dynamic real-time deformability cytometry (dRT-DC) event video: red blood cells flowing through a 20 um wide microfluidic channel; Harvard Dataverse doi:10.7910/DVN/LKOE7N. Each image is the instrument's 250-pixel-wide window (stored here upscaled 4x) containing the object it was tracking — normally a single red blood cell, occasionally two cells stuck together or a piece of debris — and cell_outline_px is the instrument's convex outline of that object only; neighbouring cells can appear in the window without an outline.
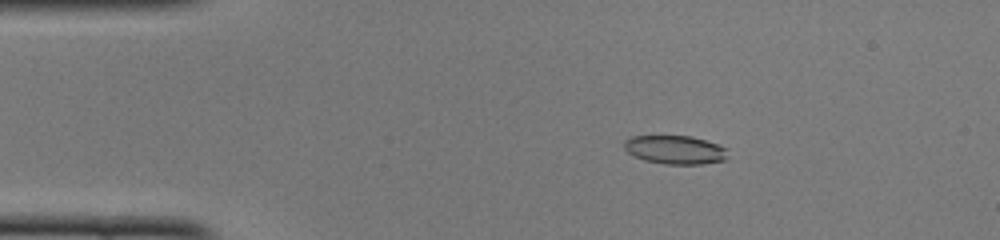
{"species": "common noctule bat (a hibernating species)", "species_latin": "Nyctalus noctula", "temperature_condition": "cold", "stored_images_in_passage": 43, "camera_frame_rate_fps": 3000, "um_per_image_px": 0.085, "animal": {"sex": "female", "body_mass_g": 22.0, "forearm_length_mm": 56.7}, "frame": {"image": 1, "passage_image": 3, "time_ms": 0.667, "image_size_px": [1000, 240], "cell_outline_px": [[728, 160], [704, 164], [664, 164], [644, 160], [632, 156], [624, 148], [624, 140], [632, 136], [692, 136], [728, 148]], "centroid_in_image_um": [57.41, 12.74], "position_along_channel_um": 27.6, "area_um2": 17.51}}
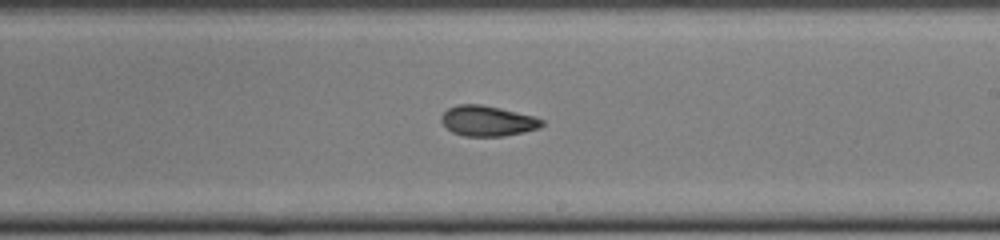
{"frame": {"image": 2, "passage_image": 23, "time_ms": 7.333, "image_size_px": [1000, 240], "cell_outline_px": [[544, 124], [540, 128], [524, 132], [504, 136], [464, 136], [452, 132], [440, 120], [440, 116], [448, 108], [456, 104], [480, 104], [500, 108], [532, 116], [544, 120]], "centroid_in_image_um": [41.43, 10.28], "position_along_channel_um": 247.6, "area_um2": 17.8}}
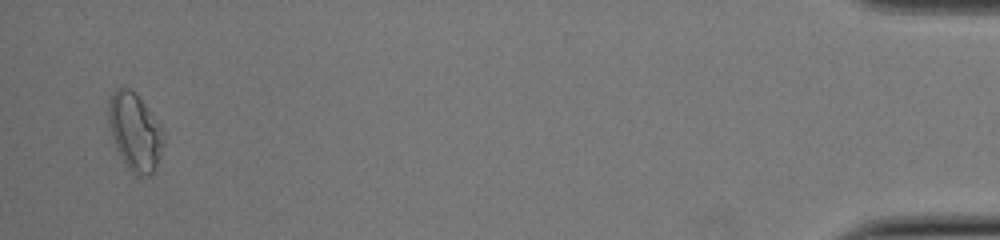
{"frame": {"image": 3, "passage_image": 42, "time_ms": 13.667, "image_size_px": [1000, 240], "cell_outline_px": [[164, 144], [156, 168], [148, 176], [136, 176], [128, 168], [120, 156], [116, 148], [108, 128], [108, 100], [116, 88], [128, 88], [144, 104], [164, 132]], "centroid_in_image_um": [11.44, 11.25], "position_along_channel_um": 423.8, "area_um2": 24.68}, "authors_computed_cell_mechanics": {"area_um2": 18.207, "velocity_mm_per_s": 4.1086, "shape_relaxation_time_tau1_ms": 6.2306, "shape_relaxation_time_tau2_ms": 4.3687, "deformation_change_tau1": 0.1288, "deformation_change_tau2": 0.1102}}